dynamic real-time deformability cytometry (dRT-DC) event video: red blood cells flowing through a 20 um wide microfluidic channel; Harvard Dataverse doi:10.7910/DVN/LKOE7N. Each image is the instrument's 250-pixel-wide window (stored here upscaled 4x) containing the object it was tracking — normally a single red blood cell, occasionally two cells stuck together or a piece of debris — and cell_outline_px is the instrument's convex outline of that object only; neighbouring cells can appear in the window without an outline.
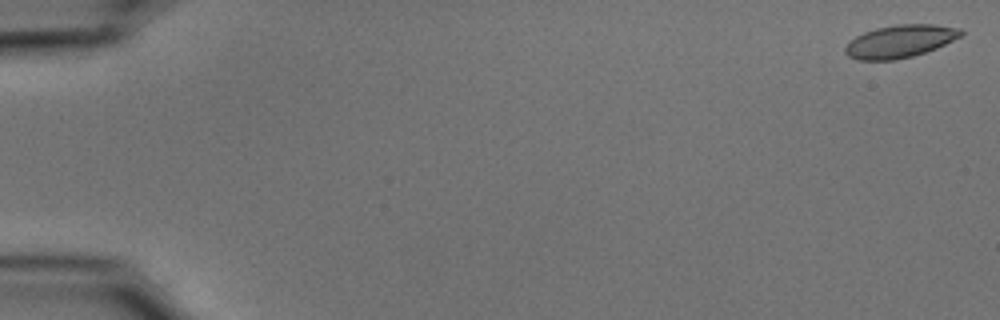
{"species": "common noctule bat (a hibernating species)", "species_latin": "Nyctalus noctula", "temperature_condition": "cold", "stored_images_in_passage": 55, "camera_frame_rate_fps": 3000, "um_per_image_px": 0.085, "animal": {"sex": "male", "body_mass_g": 15.6}, "frame": {"image": 1, "passage_image": 1, "time_ms": 0.0, "image_size_px": [1000, 320], "cell_outline_px": [[964, 32], [960, 36], [936, 48], [912, 56], [892, 60], [860, 60], [848, 56], [844, 52], [844, 48], [856, 36], [864, 32], [876, 28], [896, 24], [932, 24], [960, 28]], "centroid_in_image_um": [76.49, 3.5], "position_along_channel_um": 8.5, "area_um2": 21.79}}
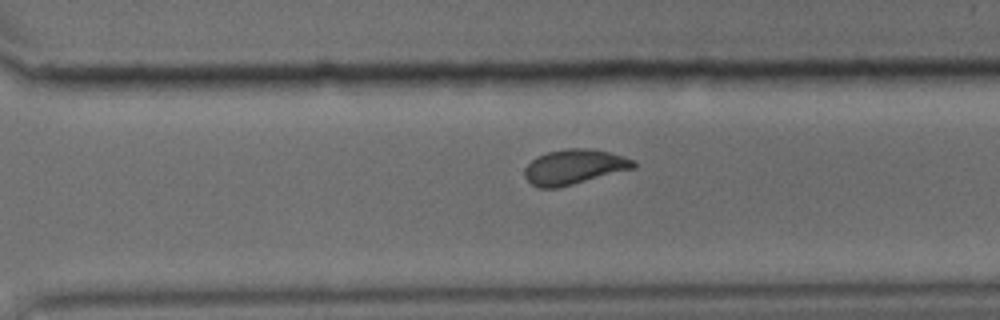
{"frame": {"image": 2, "passage_image": 39, "time_ms": 12.667, "image_size_px": [1000, 320], "cell_outline_px": [[636, 168], [556, 188], [540, 188], [532, 184], [524, 176], [524, 168], [536, 156], [548, 152], [564, 148], [588, 148], [608, 152], [636, 160]], "centroid_in_image_um": [48.8, 14.17], "position_along_channel_um": 321.8, "area_um2": 22.14}}
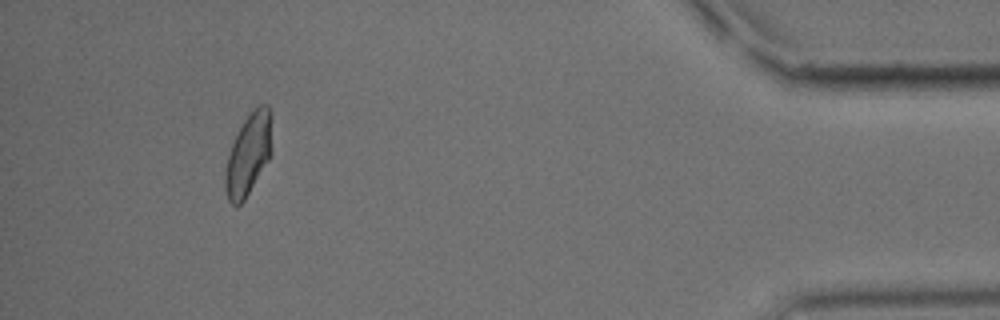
{"frame": {"image": 3, "passage_image": 51, "time_ms": 16.667, "image_size_px": [1000, 320], "cell_outline_px": [[272, 116], [268, 160], [244, 200], [240, 204], [232, 204], [228, 200], [224, 188], [224, 176], [228, 156], [232, 144], [244, 120], [252, 108], [260, 104], [268, 104], [272, 112]], "centroid_in_image_um": [21.1, 13.08], "position_along_channel_um": 414.1, "area_um2": 21.85}, "authors_computed_cell_mechanics": {"area_um2": 22.0796, "velocity_mm_per_s": 3.6903, "shape_relaxation_time_tau1_ms": 4.4275, "shape_relaxation_time_tau2_ms": 1.1446, "deformation_change_tau1": 0.1225, "deformation_change_tau2": 0.0545}}